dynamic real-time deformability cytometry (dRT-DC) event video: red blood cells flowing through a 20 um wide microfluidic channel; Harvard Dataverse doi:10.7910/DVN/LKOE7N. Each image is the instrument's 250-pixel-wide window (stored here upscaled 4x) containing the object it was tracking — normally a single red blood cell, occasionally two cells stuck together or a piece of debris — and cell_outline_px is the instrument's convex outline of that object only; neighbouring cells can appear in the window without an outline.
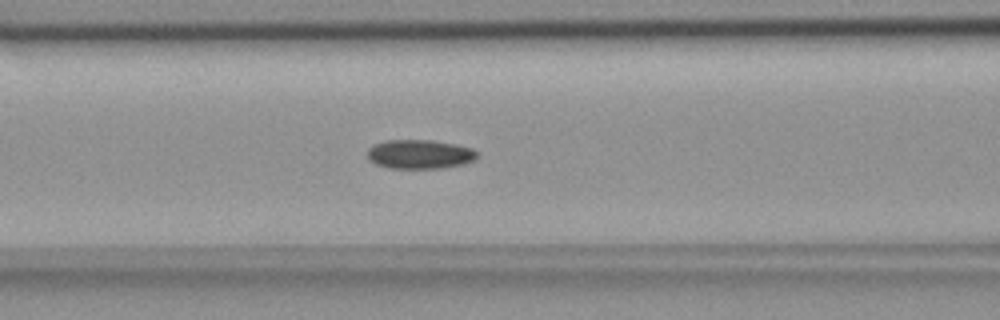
{"species": "common noctule bat (a hibernating species)", "species_latin": "Nyctalus noctula", "temperature_condition": "room temperature", "stored_images_in_passage": 54, "camera_frame_rate_fps": 3000, "um_per_image_px": 0.085, "animal": {"sex": "female", "body_mass_g": 18.4}, "frame": {"image": 1, "passage_image": 21, "time_ms": 6.667, "image_size_px": [1000, 320], "cell_outline_px": [[476, 156], [472, 160], [464, 164], [444, 168], [388, 168], [376, 164], [368, 160], [368, 148], [376, 144], [388, 140], [432, 140], [456, 144], [472, 148], [476, 152]], "centroid_in_image_um": [35.66, 13.11], "position_along_channel_um": 130.9, "area_um2": 18.55}}
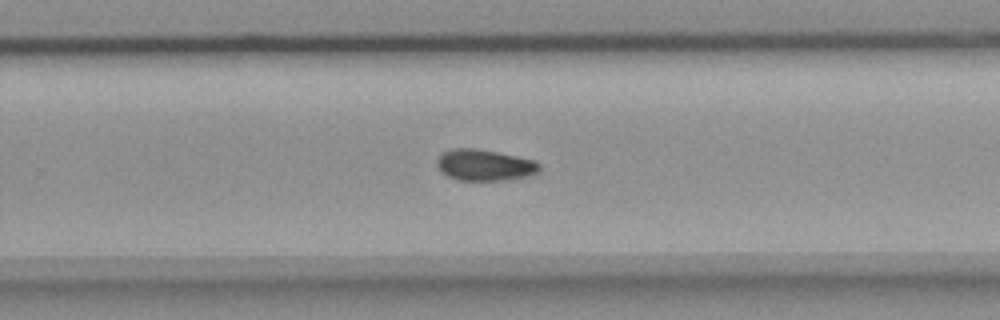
{"frame": {"image": 2, "passage_image": 34, "time_ms": 11.0, "image_size_px": [1000, 320], "cell_outline_px": [[540, 172], [524, 176], [504, 180], [456, 180], [448, 176], [436, 164], [436, 160], [444, 152], [452, 148], [476, 148], [536, 160], [540, 164]], "centroid_in_image_um": [41.2, 14.02], "position_along_channel_um": 288.6, "area_um2": 18.5}}
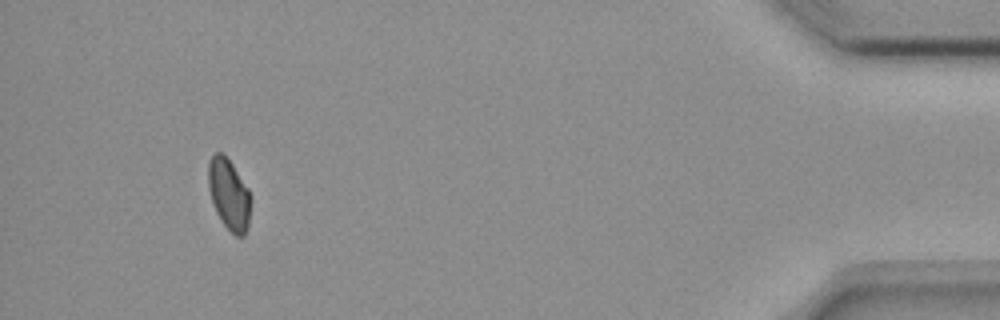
{"frame": {"image": 3, "passage_image": 50, "time_ms": 16.333, "image_size_px": [1000, 320], "cell_outline_px": [[248, 224], [244, 236], [236, 236], [224, 224], [216, 212], [212, 204], [208, 188], [208, 160], [216, 152], [220, 152], [232, 164], [248, 188]], "centroid_in_image_um": [19.4, 16.5], "position_along_channel_um": 415.8, "area_um2": 17.05}}